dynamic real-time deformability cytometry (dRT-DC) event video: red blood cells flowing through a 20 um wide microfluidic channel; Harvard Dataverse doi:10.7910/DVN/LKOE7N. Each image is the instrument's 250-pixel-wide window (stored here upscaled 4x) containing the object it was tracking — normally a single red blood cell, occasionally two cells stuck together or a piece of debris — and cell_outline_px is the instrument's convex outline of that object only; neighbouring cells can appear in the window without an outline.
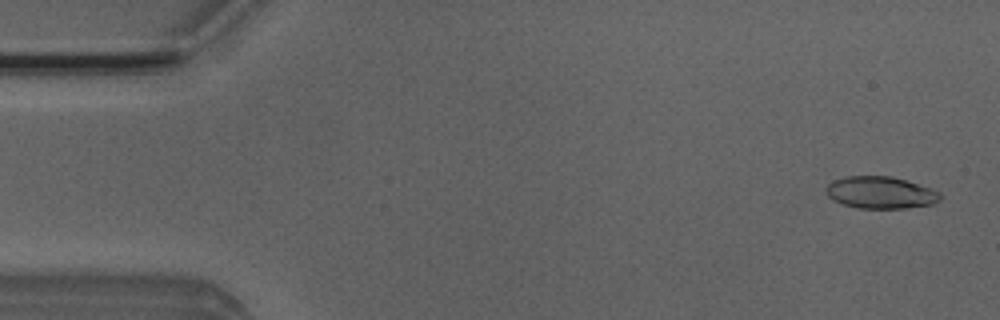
{"species": "Egyptian fruit bat (a non-hibernating species)", "species_latin": "Rousettus aegyptiacus", "temperature_condition": "room temperature", "stored_images_in_passage": 5, "camera_frame_rate_fps": 3000, "um_per_image_px": 0.085, "animal": {"sex": "male"}, "frame": {"image": 1, "passage_image": 1, "time_ms": 0.0, "image_size_px": [1000, 320], "cell_outline_px": [[944, 196], [940, 200], [932, 204], [904, 208], [860, 208], [844, 204], [832, 200], [828, 196], [824, 188], [832, 180], [844, 176], [892, 176], [940, 192]], "centroid_in_image_um": [74.81, 16.36], "position_along_channel_um": 10.2, "area_um2": 21.27}}